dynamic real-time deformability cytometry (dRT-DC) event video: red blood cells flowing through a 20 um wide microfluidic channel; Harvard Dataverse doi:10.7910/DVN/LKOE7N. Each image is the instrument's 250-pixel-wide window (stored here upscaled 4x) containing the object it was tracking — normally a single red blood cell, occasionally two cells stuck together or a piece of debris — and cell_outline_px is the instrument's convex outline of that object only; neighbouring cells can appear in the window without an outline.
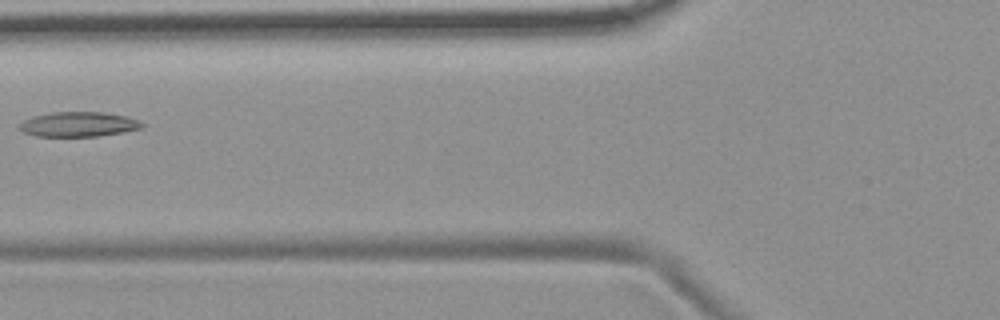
{"species": "common noctule bat (a hibernating species)", "species_latin": "Nyctalus noctula", "temperature_condition": "room temperature", "stored_images_in_passage": 7, "camera_frame_rate_fps": 3000, "um_per_image_px": 0.085, "animal": {"sex": "female", "body_mass_g": 19.9}, "frame": {"image": 1, "passage_image": 6, "time_ms": 6.667, "image_size_px": [1000, 320], "cell_outline_px": [[144, 124], [140, 128], [100, 136], [36, 136], [24, 132], [20, 128], [20, 124], [24, 120], [32, 116], [52, 112], [100, 112], [128, 116], [140, 120]], "centroid_in_image_um": [6.68, 10.55], "position_along_channel_um": 119.1, "area_um2": 17.57}}
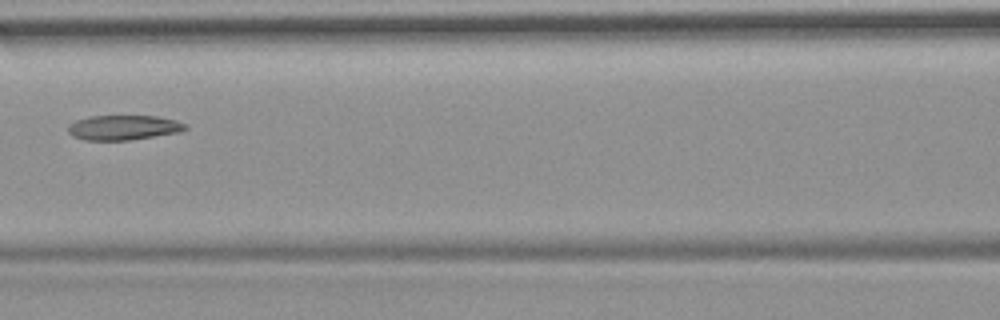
{"frame": {"image": 2, "passage_image": 7, "time_ms": 7.667, "image_size_px": [1000, 320], "cell_outline_px": [[188, 128], [176, 132], [128, 140], [84, 140], [72, 136], [68, 132], [68, 124], [76, 120], [88, 116], [156, 116], [176, 120], [188, 124]], "centroid_in_image_um": [10.45, 10.83], "position_along_channel_um": 156.1, "area_um2": 16.88}}